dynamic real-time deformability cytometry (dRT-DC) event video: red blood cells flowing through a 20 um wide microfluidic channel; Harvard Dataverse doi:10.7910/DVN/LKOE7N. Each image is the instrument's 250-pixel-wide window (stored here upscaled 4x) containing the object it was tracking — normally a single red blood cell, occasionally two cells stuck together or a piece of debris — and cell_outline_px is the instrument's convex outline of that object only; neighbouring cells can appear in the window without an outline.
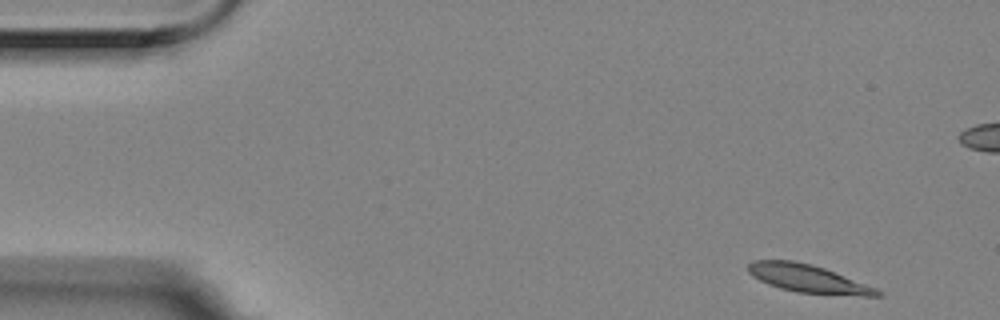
{"species": "Egyptian fruit bat (a non-hibernating species)", "species_latin": "Rousettus aegyptiacus", "temperature_condition": "room temperature", "stored_images_in_passage": 7, "segment_of_instrument_passage": [1, 2], "camera_frame_rate_fps": 3000, "um_per_image_px": 0.085, "animal": {"sex": "female"}, "frame": {"image": 1, "passage_image": 1, "time_ms": 0.0, "image_size_px": [1000, 320], "cell_outline_px": [[884, 296], [864, 296], [796, 292], [780, 288], [768, 284], [752, 276], [748, 272], [748, 264], [752, 260], [792, 260], [812, 264], [824, 268], [876, 288], [884, 292]], "centroid_in_image_um": [68.68, 23.68], "position_along_channel_um": 16.3, "area_um2": 20.98}}
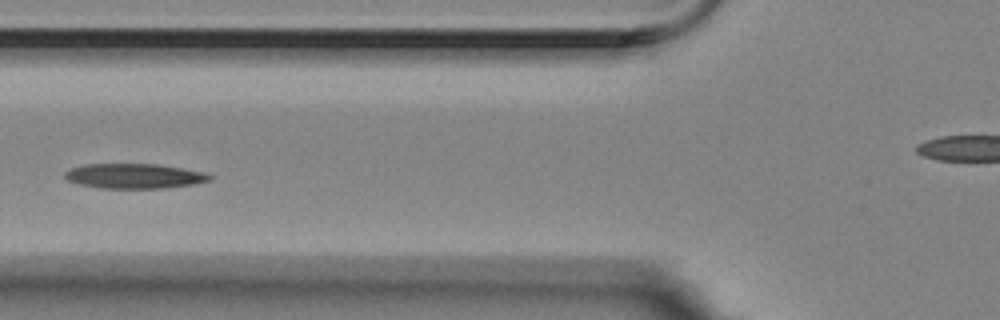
{"frame": {"image": 2, "passage_image": 6, "time_ms": 1.667, "image_size_px": [1000, 320], "cell_outline_px": [[212, 180], [196, 184], [164, 188], [100, 188], [80, 184], [68, 180], [64, 176], [64, 172], [68, 168], [84, 164], [156, 164], [184, 168], [208, 172], [212, 176]], "centroid_in_image_um": [11.45, 14.96], "position_along_channel_um": 114.3, "area_um2": 21.27}}